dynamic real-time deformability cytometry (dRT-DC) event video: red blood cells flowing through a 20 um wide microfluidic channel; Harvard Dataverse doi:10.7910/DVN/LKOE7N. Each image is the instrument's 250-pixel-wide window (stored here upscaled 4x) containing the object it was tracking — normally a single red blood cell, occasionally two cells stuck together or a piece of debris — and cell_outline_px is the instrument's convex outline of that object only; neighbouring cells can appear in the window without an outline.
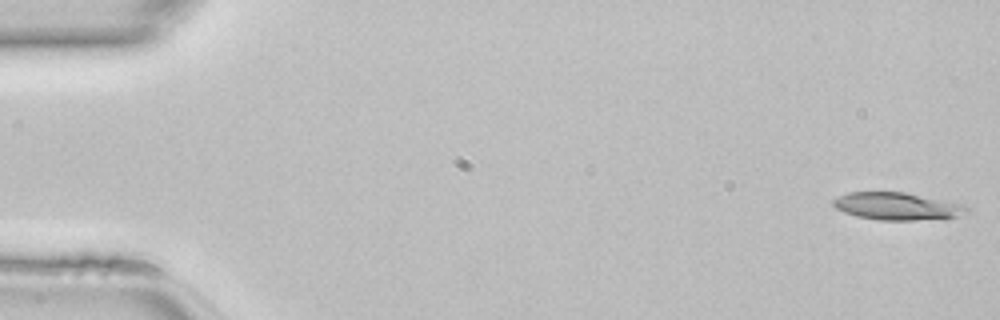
{"species": "common noctule bat (a hibernating species)", "species_latin": "Nyctalus noctula", "temperature_condition": "room temperature", "stored_images_in_passage": 47, "camera_frame_rate_fps": 3000, "um_per_image_px": 0.085, "animal": {"sex": "female", "body_mass_g": 22.7, "forearm_length_mm": 54.2}, "frame": {"image": 1, "passage_image": 1, "time_ms": 0.0, "image_size_px": [1000, 320], "cell_outline_px": [[972, 212], [944, 220], [880, 220], [856, 216], [844, 212], [836, 208], [832, 204], [832, 200], [848, 192], [904, 192], [964, 204]], "centroid_in_image_um": [76.33, 17.55], "position_along_channel_um": 8.7, "area_um2": 21.68}}
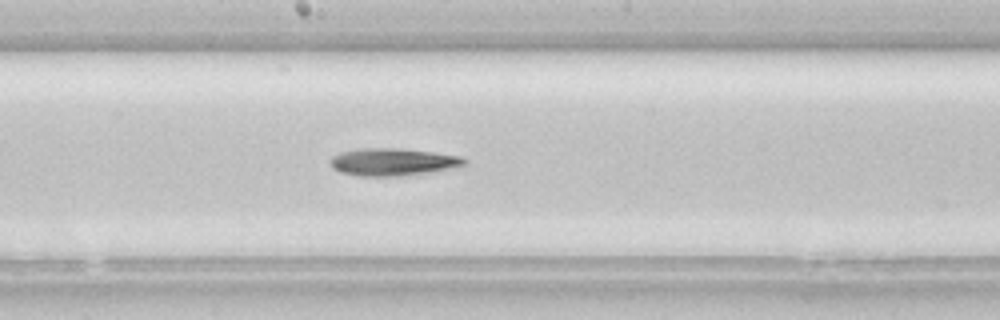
{"frame": {"image": 2, "passage_image": 25, "time_ms": 8.0, "image_size_px": [1000, 320], "cell_outline_px": [[468, 164], [428, 172], [400, 176], [360, 176], [340, 172], [332, 168], [332, 156], [340, 152], [364, 148], [396, 148], [432, 152], [460, 156], [468, 160]], "centroid_in_image_um": [33.38, 13.76], "position_along_channel_um": 214.8, "area_um2": 21.15}}
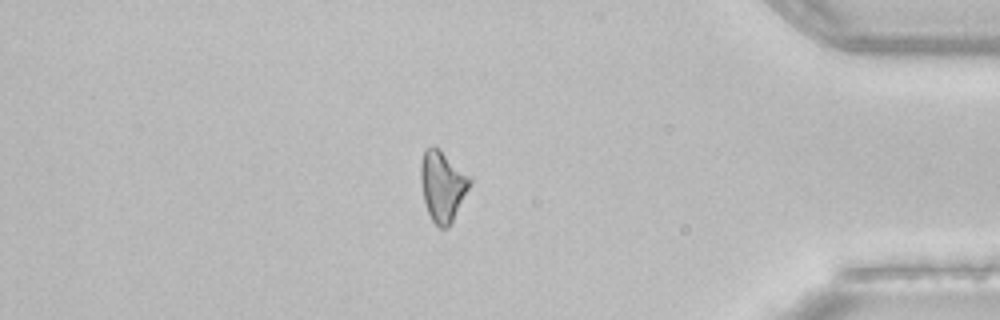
{"frame": {"image": 3, "passage_image": 40, "time_ms": 13.0, "image_size_px": [1000, 320], "cell_outline_px": [[472, 180], [448, 228], [440, 228], [432, 220], [428, 212], [424, 200], [420, 180], [420, 164], [424, 148], [436, 148], [472, 176]], "centroid_in_image_um": [37.6, 15.8], "position_along_channel_um": 397.6, "area_um2": 19.71}}